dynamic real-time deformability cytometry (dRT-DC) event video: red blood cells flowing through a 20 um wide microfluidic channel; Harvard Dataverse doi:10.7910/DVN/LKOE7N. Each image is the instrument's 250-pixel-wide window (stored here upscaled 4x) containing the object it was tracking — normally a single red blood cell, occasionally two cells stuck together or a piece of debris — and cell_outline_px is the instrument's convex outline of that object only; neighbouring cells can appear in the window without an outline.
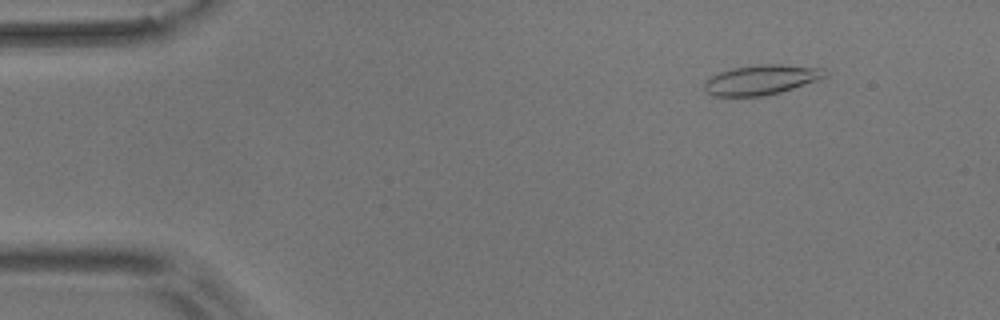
{"species": "common noctule bat (a hibernating species)", "species_latin": "Nyctalus noctula", "temperature_condition": "room temperature", "stored_images_in_passage": 8, "camera_frame_rate_fps": 3000, "um_per_image_px": 0.085, "animal": {"sex": "male", "body_mass_g": 17.9}, "frame": {"image": 1, "passage_image": 2, "time_ms": 1.333, "image_size_px": [1000, 320], "cell_outline_px": [[828, 76], [780, 92], [764, 96], [712, 96], [704, 88], [704, 80], [720, 72], [732, 68], [760, 64], [780, 64], [824, 68], [828, 72]], "centroid_in_image_um": [64.71, 6.77], "position_along_channel_um": 20.3, "area_um2": 20.92}}
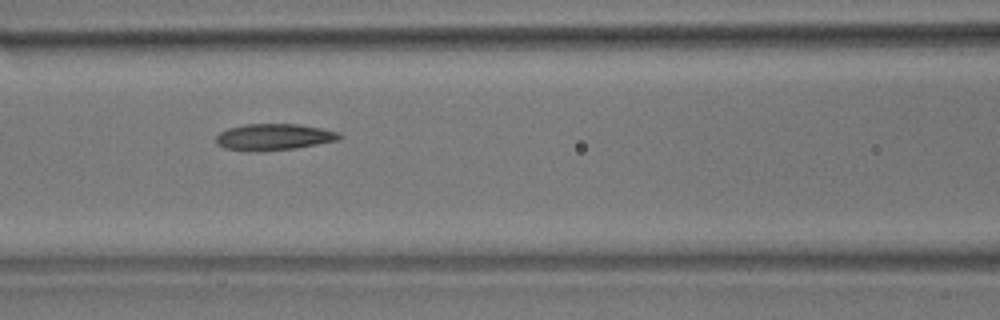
{"frame": {"image": 2, "passage_image": 7, "time_ms": 7.0, "image_size_px": [1000, 320], "cell_outline_px": [[344, 136], [340, 140], [296, 148], [260, 152], [248, 152], [224, 148], [216, 144], [216, 136], [220, 132], [228, 128], [244, 124], [300, 124], [324, 128], [340, 132]], "centroid_in_image_um": [23.3, 11.65], "position_along_channel_um": 143.3, "area_um2": 19.54}}
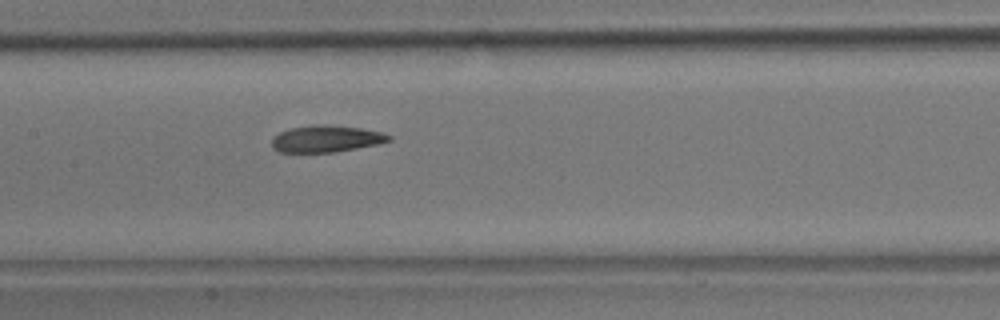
{"frame": {"image": 3, "passage_image": 8, "time_ms": 8.0, "image_size_px": [1000, 320], "cell_outline_px": [[392, 140], [380, 144], [336, 152], [280, 152], [272, 148], [272, 140], [280, 132], [288, 128], [316, 124], [324, 124], [360, 128], [380, 132], [392, 136]], "centroid_in_image_um": [27.75, 11.8], "position_along_channel_um": 179.7, "area_um2": 18.32}}